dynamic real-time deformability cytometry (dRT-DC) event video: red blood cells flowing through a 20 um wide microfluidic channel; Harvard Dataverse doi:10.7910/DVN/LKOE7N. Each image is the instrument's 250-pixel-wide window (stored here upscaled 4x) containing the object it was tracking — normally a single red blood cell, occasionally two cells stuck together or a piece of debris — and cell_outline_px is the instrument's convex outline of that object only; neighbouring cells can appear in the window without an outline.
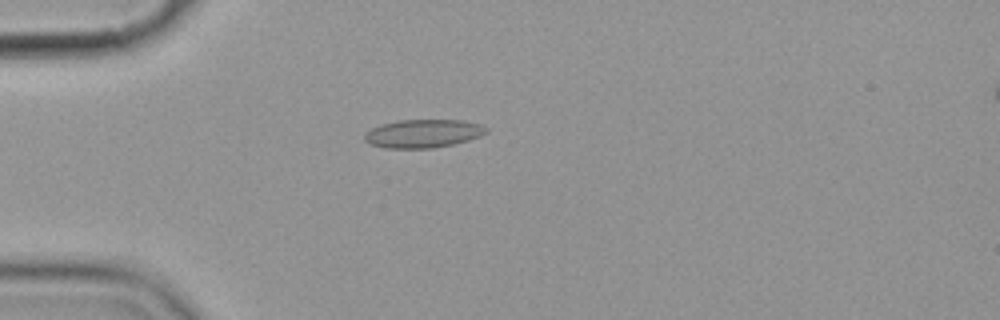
{"species": "common noctule bat (a hibernating species)", "species_latin": "Nyctalus noctula", "temperature_condition": "cold", "stored_images_in_passage": 6, "camera_frame_rate_fps": 3000, "um_per_image_px": 0.085, "animal": {"sex": "female", "body_mass_g": 19.9}, "frame": {"image": 1, "passage_image": 5, "time_ms": 5.0, "image_size_px": [1000, 320], "cell_outline_px": [[488, 132], [480, 136], [468, 140], [452, 144], [432, 148], [384, 148], [368, 144], [364, 140], [364, 132], [380, 124], [396, 120], [464, 120], [480, 124], [488, 128]], "centroid_in_image_um": [35.93, 11.34], "position_along_channel_um": 49.1, "area_um2": 20.29}}